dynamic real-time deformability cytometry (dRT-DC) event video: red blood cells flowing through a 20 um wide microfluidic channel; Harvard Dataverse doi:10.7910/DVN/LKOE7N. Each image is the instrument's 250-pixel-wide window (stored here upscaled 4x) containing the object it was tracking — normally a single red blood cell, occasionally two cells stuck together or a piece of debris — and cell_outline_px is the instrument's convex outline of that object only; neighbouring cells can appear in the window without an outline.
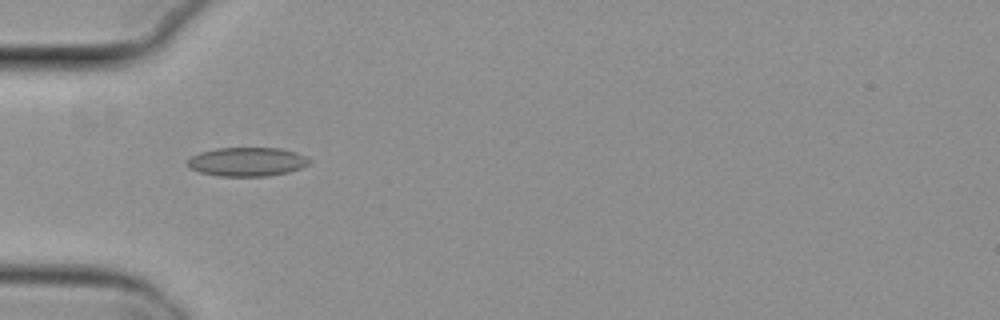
{"species": "common noctule bat (a hibernating species)", "species_latin": "Nyctalus noctula", "temperature_condition": "cold", "stored_images_in_passage": 5, "camera_frame_rate_fps": 3000, "um_per_image_px": 0.085, "animal": {"sex": "female", "body_mass_g": 29.2, "forearm_length_mm": 56.3}, "frame": {"image": 1, "passage_image": 1, "time_ms": 0.0, "image_size_px": [1000, 320], "cell_outline_px": [[312, 160], [308, 164], [300, 168], [288, 172], [268, 176], [220, 176], [200, 172], [184, 164], [192, 156], [200, 152], [216, 148], [280, 148], [296, 152]], "centroid_in_image_um": [21.0, 13.75], "position_along_channel_um": 64.0, "area_um2": 20.46}}
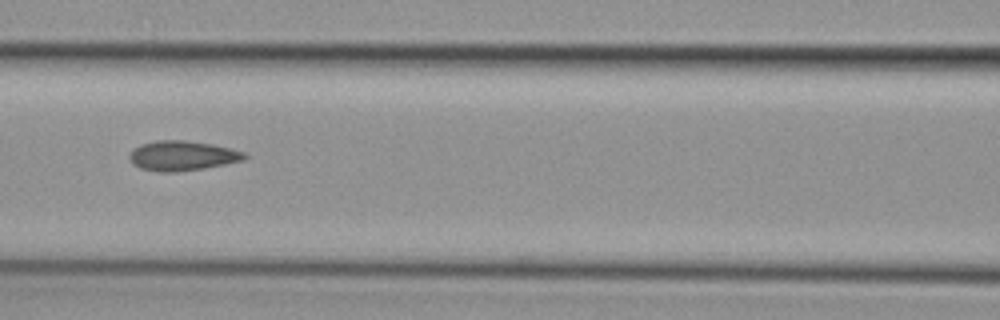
{"frame": {"image": 2, "passage_image": 3, "time_ms": 0.667, "image_size_px": [1000, 320], "cell_outline_px": [[248, 156], [244, 160], [204, 168], [176, 172], [160, 172], [140, 168], [132, 164], [128, 156], [132, 148], [140, 144], [156, 140], [184, 140], [212, 144], [244, 152]], "centroid_in_image_um": [15.44, 13.23], "position_along_channel_um": 151.2, "area_um2": 20.06}}
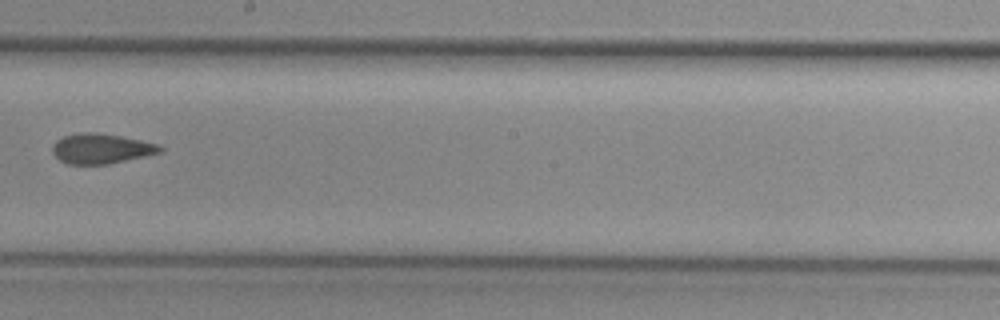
{"frame": {"image": 3, "passage_image": 5, "time_ms": 1.333, "image_size_px": [1000, 320], "cell_outline_px": [[164, 152], [108, 164], [68, 164], [60, 160], [52, 152], [52, 144], [56, 140], [64, 136], [76, 132], [96, 132], [120, 136], [160, 144], [164, 148]], "centroid_in_image_um": [8.61, 12.62], "position_along_channel_um": 239.6, "area_um2": 19.02}}